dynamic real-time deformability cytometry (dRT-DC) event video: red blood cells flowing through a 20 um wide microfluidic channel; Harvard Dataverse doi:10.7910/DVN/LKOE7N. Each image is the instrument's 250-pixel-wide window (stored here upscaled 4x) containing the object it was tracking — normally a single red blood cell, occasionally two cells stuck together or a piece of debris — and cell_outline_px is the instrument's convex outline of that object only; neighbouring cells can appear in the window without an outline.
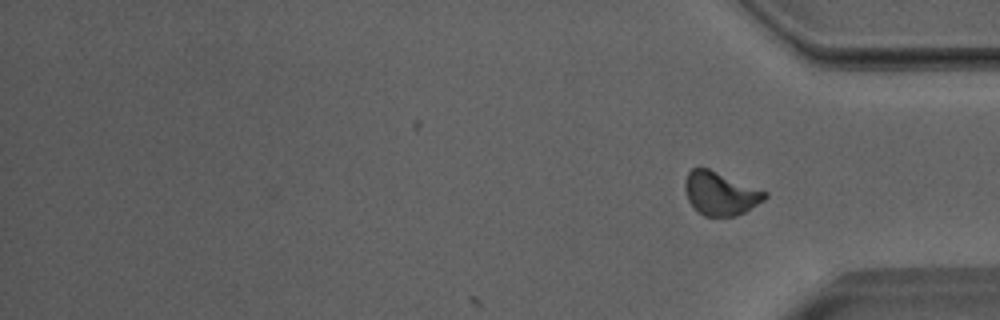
{"species": "Egyptian fruit bat (a non-hibernating species)", "species_latin": "Rousettus aegyptiacus", "temperature_condition": "room temperature", "stored_images_in_passage": 29, "camera_frame_rate_fps": 3000, "um_per_image_px": 0.085, "animal": {"sex": "male"}, "frame": {"image": 1, "passage_image": 29, "time_ms": 9.333, "image_size_px": [1000, 320], "cell_outline_px": [[768, 196], [764, 200], [744, 212], [736, 216], [704, 216], [688, 200], [684, 188], [684, 180], [688, 172], [692, 168], [708, 168], [768, 192]], "centroid_in_image_um": [61.23, 16.43], "position_along_channel_um": 374.0, "area_um2": 20.0}, "authors_computed_cell_mechanics": {"area_um2": 20.1144, "velocity_mm_per_s": 3.9894, "shape_relaxation_time_tau1_ms": 9.8373, "shape_relaxation_time_tau2_ms": 1.522, "deformation_change_tau1": 0.1626, "deformation_change_tau2": 0.0602}}